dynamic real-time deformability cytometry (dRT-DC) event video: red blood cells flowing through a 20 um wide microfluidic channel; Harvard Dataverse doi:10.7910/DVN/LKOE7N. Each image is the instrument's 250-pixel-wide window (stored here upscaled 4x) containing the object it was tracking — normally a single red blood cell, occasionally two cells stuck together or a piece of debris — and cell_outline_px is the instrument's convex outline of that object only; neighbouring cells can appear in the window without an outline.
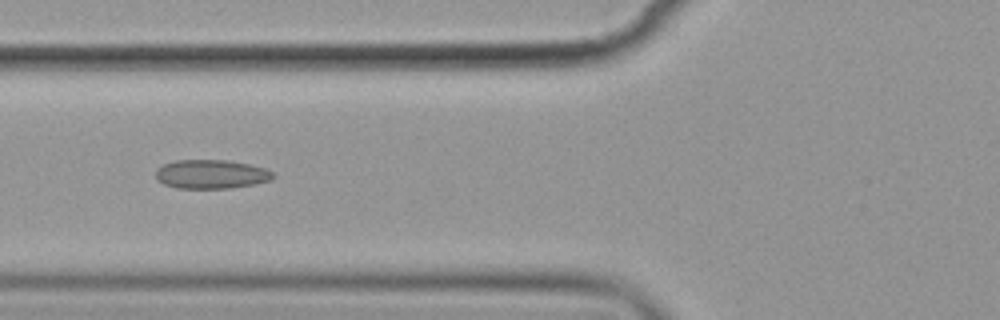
{"species": "common noctule bat (a hibernating species)", "species_latin": "Nyctalus noctula", "temperature_condition": "cold", "stored_images_in_passage": 8, "camera_frame_rate_fps": 3000, "um_per_image_px": 0.085, "animal": {"sex": "female", "body_mass_g": 19.9}, "frame": {"image": 1, "passage_image": 5, "time_ms": 4.667, "image_size_px": [1000, 320], "cell_outline_px": [[276, 176], [272, 180], [256, 184], [228, 188], [176, 188], [164, 184], [156, 180], [156, 168], [164, 164], [176, 160], [228, 160], [248, 164], [264, 168], [272, 172]], "centroid_in_image_um": [17.95, 14.81], "position_along_channel_um": 107.9, "area_um2": 19.88}}
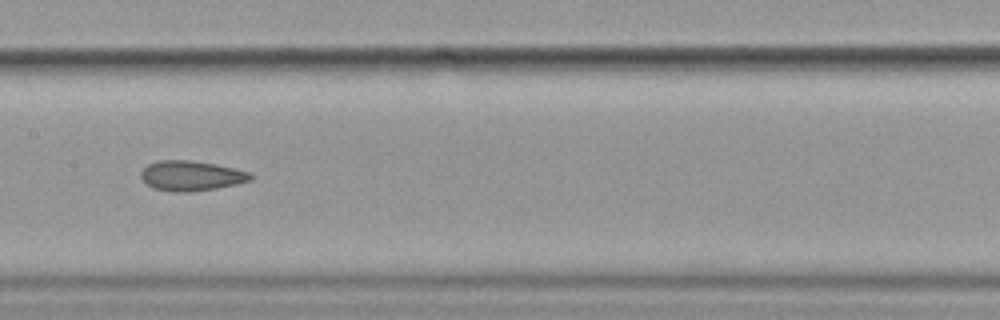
{"frame": {"image": 2, "passage_image": 7, "time_ms": 7.0, "image_size_px": [1000, 320], "cell_outline_px": [[252, 180], [236, 184], [216, 188], [192, 192], [176, 192], [152, 188], [140, 176], [140, 172], [148, 164], [160, 160], [188, 160], [216, 164], [248, 172], [252, 176]], "centroid_in_image_um": [16.23, 14.94], "position_along_channel_um": 191.2, "area_um2": 19.02}}
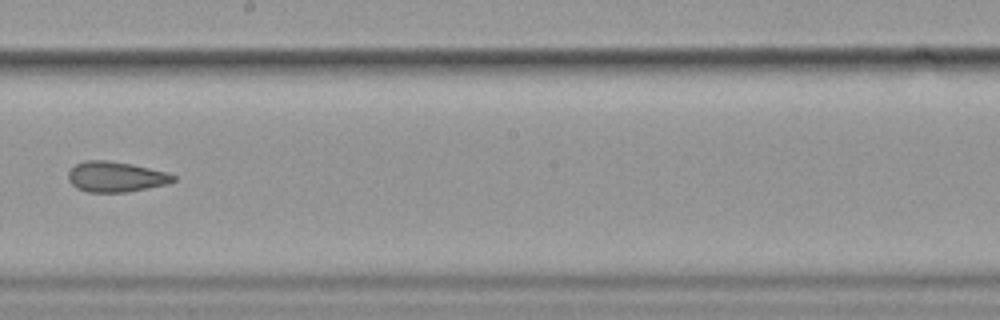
{"frame": {"image": 3, "passage_image": 8, "time_ms": 8.333, "image_size_px": [1000, 320], "cell_outline_px": [[176, 180], [168, 184], [128, 192], [88, 192], [76, 188], [68, 180], [68, 172], [76, 164], [84, 160], [108, 160], [132, 164], [168, 172], [176, 176]], "centroid_in_image_um": [9.86, 15.02], "position_along_channel_um": 238.3, "area_um2": 18.79}}